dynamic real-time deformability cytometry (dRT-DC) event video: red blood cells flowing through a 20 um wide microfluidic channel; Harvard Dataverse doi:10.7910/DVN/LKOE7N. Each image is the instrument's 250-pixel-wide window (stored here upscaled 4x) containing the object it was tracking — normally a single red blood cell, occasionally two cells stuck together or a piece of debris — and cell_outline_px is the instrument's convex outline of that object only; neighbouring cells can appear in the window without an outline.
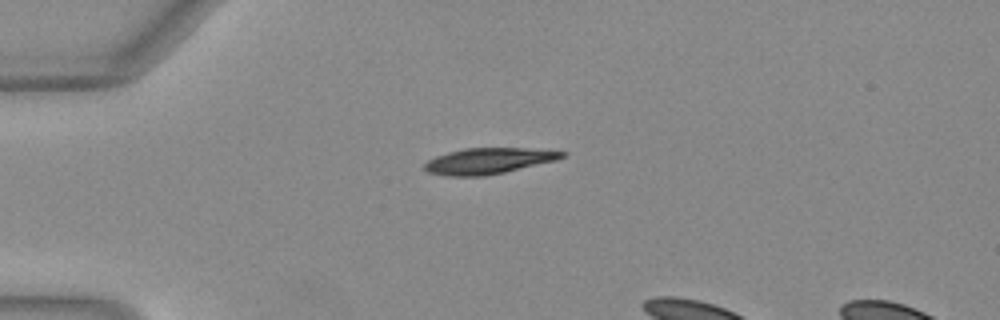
{"species": "Egyptian fruit bat (a non-hibernating species)", "species_latin": "Rousettus aegyptiacus", "temperature_condition": "warm", "stored_images_in_passage": 8, "camera_frame_rate_fps": 3000, "um_per_image_px": 0.085, "animal": {"sex": "female"}, "frame": {"image": 1, "passage_image": 1, "time_ms": 0.0, "image_size_px": [1000, 320], "cell_outline_px": [[568, 156], [556, 160], [504, 172], [484, 176], [448, 176], [428, 172], [424, 168], [424, 164], [428, 160], [436, 156], [448, 152], [464, 148], [528, 148], [568, 152]], "centroid_in_image_um": [41.54, 13.67], "position_along_channel_um": 43.5, "area_um2": 20.75}}